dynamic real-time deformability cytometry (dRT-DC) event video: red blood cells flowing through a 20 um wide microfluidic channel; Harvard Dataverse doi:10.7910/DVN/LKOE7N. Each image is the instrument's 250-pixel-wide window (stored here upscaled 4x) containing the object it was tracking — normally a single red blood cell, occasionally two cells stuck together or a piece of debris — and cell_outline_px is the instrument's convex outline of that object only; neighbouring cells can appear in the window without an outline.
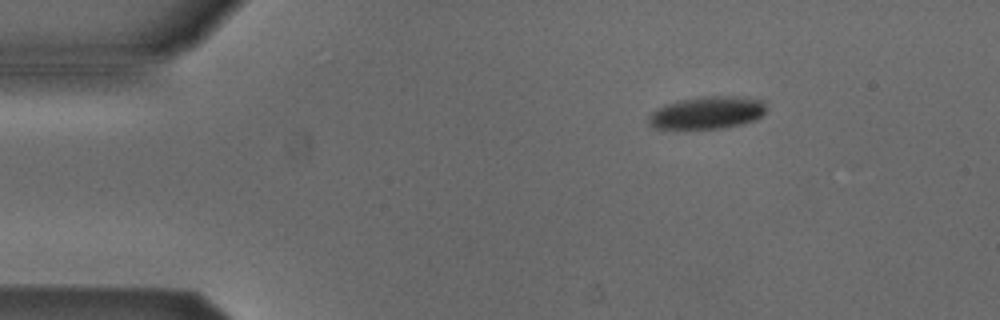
{"species": "Egyptian fruit bat (a non-hibernating species)", "species_latin": "Rousettus aegyptiacus", "temperature_condition": "cold", "stored_images_in_passage": 4, "camera_frame_rate_fps": 3000, "um_per_image_px": 0.085, "animal": {"sex": "male"}, "frame": {"image": 1, "passage_image": 2, "time_ms": 0.333, "image_size_px": [1000, 320], "cell_outline_px": [[768, 108], [756, 120], [740, 124], [720, 128], [656, 128], [648, 120], [648, 116], [656, 108], [664, 104], [676, 100], [700, 96], [736, 96], [764, 100]], "centroid_in_image_um": [60.13, 9.55], "position_along_channel_um": 24.9, "area_um2": 22.31}}